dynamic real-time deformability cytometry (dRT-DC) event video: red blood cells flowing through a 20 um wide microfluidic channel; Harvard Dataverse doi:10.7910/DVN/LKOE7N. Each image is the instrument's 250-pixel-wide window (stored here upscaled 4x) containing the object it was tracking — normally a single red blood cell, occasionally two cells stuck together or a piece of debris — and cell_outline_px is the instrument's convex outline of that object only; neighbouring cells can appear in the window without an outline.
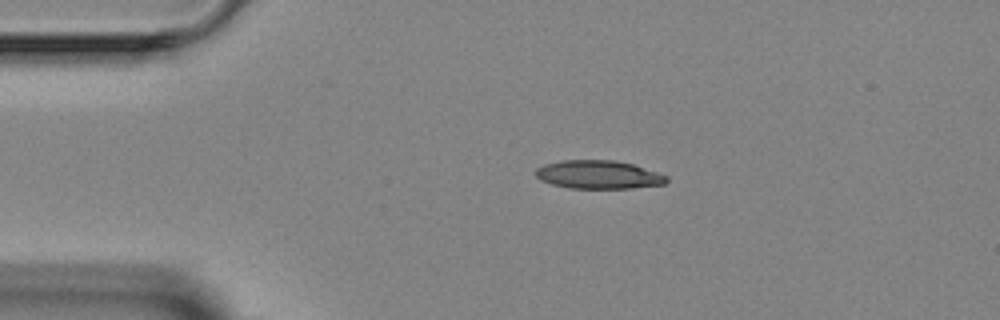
{"species": "Egyptian fruit bat (a non-hibernating species)", "species_latin": "Rousettus aegyptiacus", "temperature_condition": "room temperature", "stored_images_in_passage": 4, "camera_frame_rate_fps": 3000, "um_per_image_px": 0.085, "animal": {"sex": "female"}, "frame": {"image": 1, "passage_image": 3, "time_ms": 2.333, "image_size_px": [1000, 320], "cell_outline_px": [[668, 180], [664, 184], [632, 188], [568, 188], [552, 184], [540, 180], [536, 176], [536, 168], [544, 164], [564, 160], [612, 160], [632, 164], [668, 176]], "centroid_in_image_um": [50.85, 14.85], "position_along_channel_um": 34.2, "area_um2": 21.5}}